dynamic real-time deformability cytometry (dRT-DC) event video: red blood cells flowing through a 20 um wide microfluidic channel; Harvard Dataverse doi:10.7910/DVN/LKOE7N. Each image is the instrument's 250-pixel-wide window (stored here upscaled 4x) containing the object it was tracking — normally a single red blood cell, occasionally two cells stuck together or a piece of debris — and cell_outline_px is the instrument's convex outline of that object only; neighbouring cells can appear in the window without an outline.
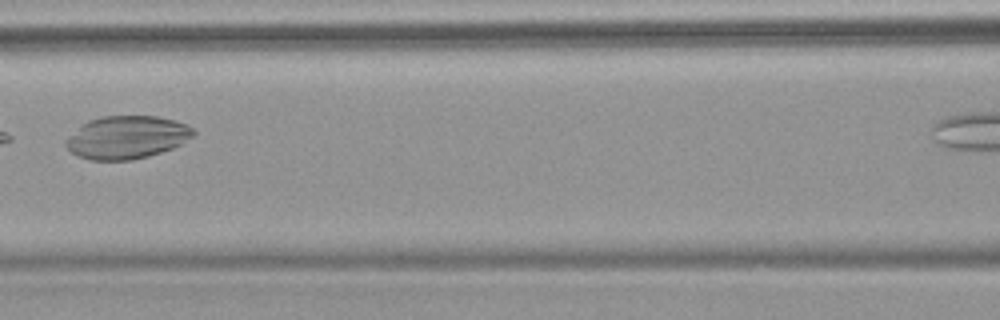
{"species": "common noctule bat (a hibernating species)", "species_latin": "Nyctalus noctula", "temperature_condition": "warm", "stored_images_in_passage": 4, "camera_frame_rate_fps": 3000, "um_per_image_px": 0.085, "animal": {"sex": "female", "body_mass_g": 18.4}, "frame": {"image": 1, "passage_image": 4, "time_ms": 3.667, "image_size_px": [1000, 320], "cell_outline_px": [[196, 132], [192, 136], [180, 144], [172, 148], [148, 156], [132, 160], [92, 160], [80, 156], [72, 152], [64, 144], [64, 140], [68, 136], [88, 120], [100, 116], [156, 116], [176, 120], [188, 124]], "centroid_in_image_um": [10.78, 11.66], "position_along_channel_um": 155.8, "area_um2": 31.79}}